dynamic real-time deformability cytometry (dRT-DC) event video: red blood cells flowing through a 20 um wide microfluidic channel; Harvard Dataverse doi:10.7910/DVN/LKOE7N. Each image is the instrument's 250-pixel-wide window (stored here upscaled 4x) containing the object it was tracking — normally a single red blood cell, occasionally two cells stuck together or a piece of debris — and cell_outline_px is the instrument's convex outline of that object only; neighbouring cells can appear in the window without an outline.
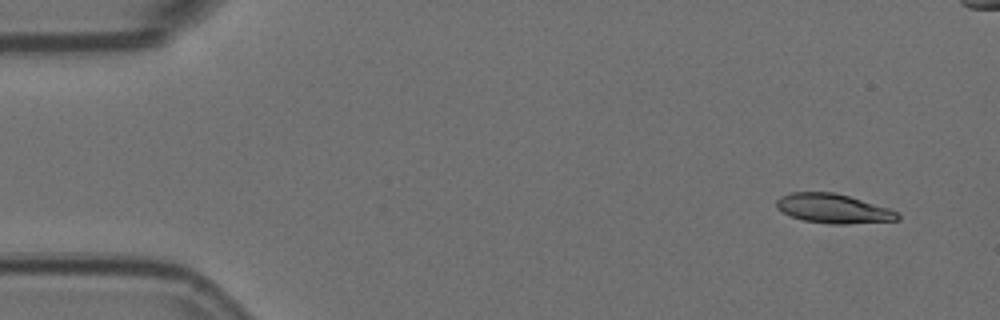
{"species": "Egyptian fruit bat (a non-hibernating species)", "species_latin": "Rousettus aegyptiacus", "temperature_condition": "room temperature", "stored_images_in_passage": 5, "camera_frame_rate_fps": 3000, "um_per_image_px": 0.085, "animal": {"sex": "female"}, "frame": {"image": 1, "passage_image": 1, "time_ms": 0.0, "image_size_px": [1000, 320], "cell_outline_px": [[900, 220], [844, 224], [828, 224], [804, 220], [792, 216], [776, 208], [776, 200], [780, 196], [792, 192], [832, 192], [848, 196], [888, 208], [900, 212]], "centroid_in_image_um": [70.83, 17.73], "position_along_channel_um": 14.2, "area_um2": 20.58}}